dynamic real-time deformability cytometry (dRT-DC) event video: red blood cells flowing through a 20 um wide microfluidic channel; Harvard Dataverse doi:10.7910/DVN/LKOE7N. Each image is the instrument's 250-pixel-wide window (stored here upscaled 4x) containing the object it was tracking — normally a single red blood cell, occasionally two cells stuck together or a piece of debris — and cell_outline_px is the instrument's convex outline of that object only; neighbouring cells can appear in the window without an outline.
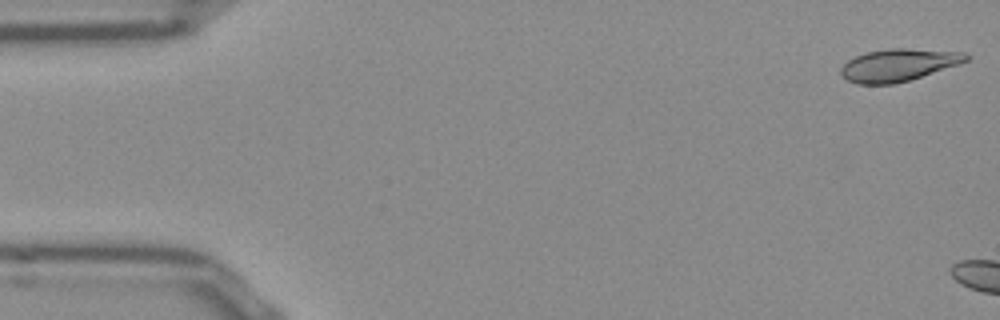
{"species": "Egyptian fruit bat (a non-hibernating species)", "species_latin": "Rousettus aegyptiacus", "temperature_condition": "room temperature", "stored_images_in_passage": 5, "camera_frame_rate_fps": 3000, "um_per_image_px": 0.085, "frame": {"image": 1, "passage_image": 1, "time_ms": 0.0, "image_size_px": [1000, 320], "cell_outline_px": [[968, 60], [960, 64], [908, 80], [892, 84], [856, 84], [848, 80], [840, 72], [840, 68], [848, 60], [856, 56], [868, 52], [888, 48], [904, 48], [964, 52], [968, 56]], "centroid_in_image_um": [76.36, 5.52], "position_along_channel_um": 8.6, "area_um2": 23.35}}